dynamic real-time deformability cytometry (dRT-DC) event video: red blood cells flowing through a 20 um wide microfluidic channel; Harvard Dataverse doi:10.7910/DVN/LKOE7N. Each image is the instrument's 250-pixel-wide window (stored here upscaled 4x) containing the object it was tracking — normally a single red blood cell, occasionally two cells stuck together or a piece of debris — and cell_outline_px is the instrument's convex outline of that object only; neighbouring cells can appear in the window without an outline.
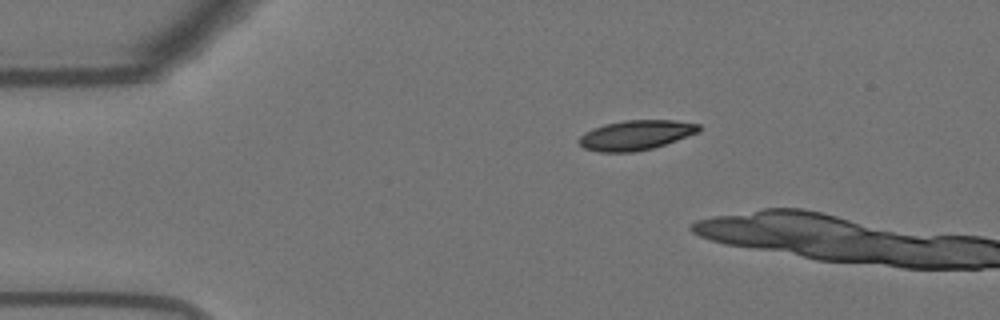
{"species": "Egyptian fruit bat (a non-hibernating species)", "species_latin": "Rousettus aegyptiacus", "temperature_condition": "warm", "stored_images_in_passage": 4, "camera_frame_rate_fps": 3000, "um_per_image_px": 0.085, "animal": {"sex": "female"}, "frame": {"image": 1, "passage_image": 1, "time_ms": 0.0, "image_size_px": [1000, 320], "cell_outline_px": [[700, 132], [652, 148], [636, 152], [600, 152], [584, 148], [576, 140], [584, 132], [604, 124], [624, 120], [672, 120], [700, 124]], "centroid_in_image_um": [54.02, 11.48], "position_along_channel_um": 31.0, "area_um2": 20.81}}